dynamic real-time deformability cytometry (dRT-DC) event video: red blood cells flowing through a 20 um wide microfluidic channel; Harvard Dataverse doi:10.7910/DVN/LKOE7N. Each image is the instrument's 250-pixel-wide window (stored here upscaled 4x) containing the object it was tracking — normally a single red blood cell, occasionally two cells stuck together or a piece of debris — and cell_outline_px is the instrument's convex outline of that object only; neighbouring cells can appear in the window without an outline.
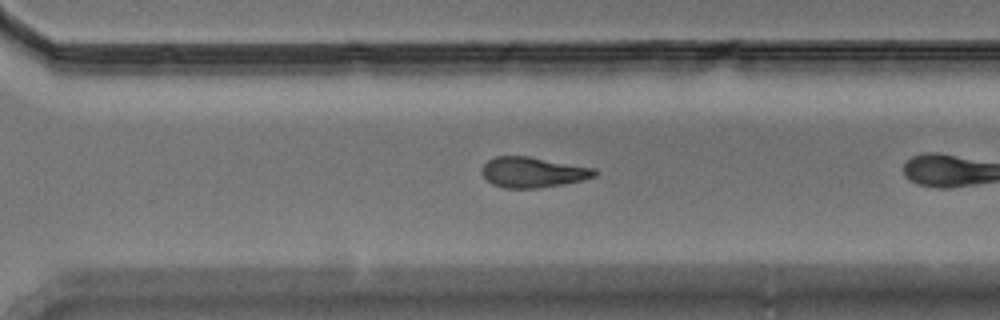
{"species": "Egyptian fruit bat (a non-hibernating species)", "species_latin": "Rousettus aegyptiacus", "temperature_condition": "warm", "stored_images_in_passage": 29, "camera_frame_rate_fps": 3000, "um_per_image_px": 0.085, "animal": {"sex": "male"}, "frame": {"image": 1, "passage_image": 25, "time_ms": 8.0, "image_size_px": [1000, 320], "cell_outline_px": [[596, 176], [584, 180], [540, 188], [504, 188], [492, 184], [484, 176], [484, 164], [488, 160], [496, 156], [528, 156], [596, 168]], "centroid_in_image_um": [45.33, 14.64], "position_along_channel_um": 325.3, "area_um2": 19.88}}